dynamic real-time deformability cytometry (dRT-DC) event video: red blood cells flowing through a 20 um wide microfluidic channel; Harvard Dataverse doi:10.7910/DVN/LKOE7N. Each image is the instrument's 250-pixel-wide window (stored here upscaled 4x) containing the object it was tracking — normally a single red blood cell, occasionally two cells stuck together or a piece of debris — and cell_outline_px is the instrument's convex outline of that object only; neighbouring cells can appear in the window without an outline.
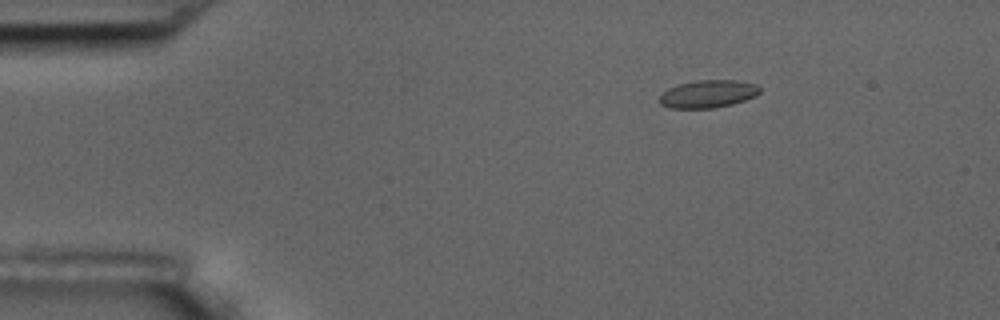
{"species": "common noctule bat (a hibernating species)", "species_latin": "Nyctalus noctula", "temperature_condition": "room temperature", "stored_images_in_passage": 11, "camera_frame_rate_fps": 3000, "um_per_image_px": 0.085, "animal": {"sex": "male", "body_mass_g": 17.5, "forearm_length_mm": 52.3}, "frame": {"image": 1, "passage_image": 2, "time_ms": 2.0, "image_size_px": [1000, 320], "cell_outline_px": [[760, 92], [756, 96], [732, 104], [712, 108], [672, 108], [660, 104], [660, 96], [668, 88], [680, 84], [696, 80], [736, 80], [756, 84], [760, 88]], "centroid_in_image_um": [60.2, 7.98], "position_along_channel_um": 24.8, "area_um2": 16.07}}
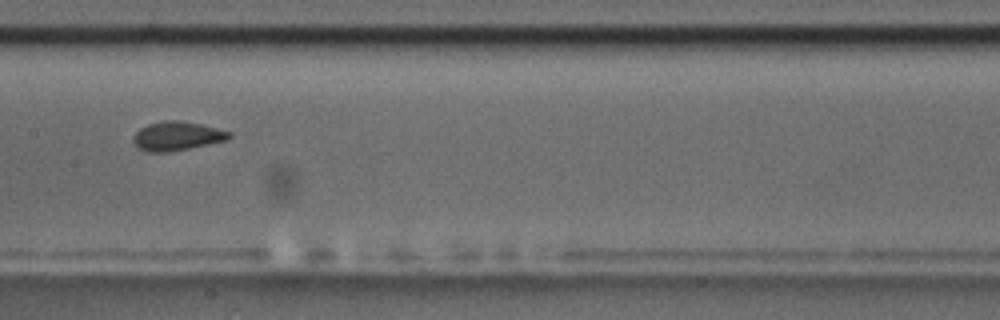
{"frame": {"image": 2, "passage_image": 8, "time_ms": 8.667, "image_size_px": [1000, 320], "cell_outline_px": [[232, 136], [228, 140], [168, 152], [148, 152], [140, 148], [132, 140], [132, 136], [140, 128], [148, 124], [164, 120], [180, 120], [200, 124], [232, 132]], "centroid_in_image_um": [15.05, 11.55], "position_along_channel_um": 192.4, "area_um2": 16.13}}
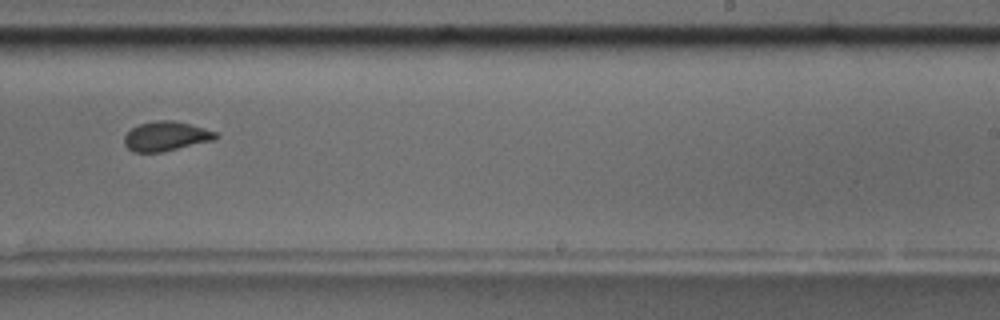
{"frame": {"image": 3, "passage_image": 10, "time_ms": 11.0, "image_size_px": [1000, 320], "cell_outline_px": [[220, 136], [216, 140], [160, 152], [132, 152], [124, 144], [124, 136], [132, 128], [140, 124], [156, 120], [172, 120], [204, 128], [216, 132]], "centroid_in_image_um": [14.12, 11.58], "position_along_channel_um": 274.9, "area_um2": 15.66}}